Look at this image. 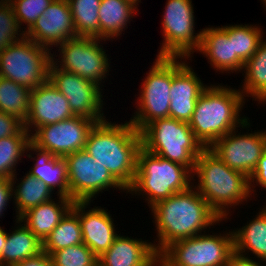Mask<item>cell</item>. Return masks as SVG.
Instances as JSON below:
<instances>
[{
  "label": "cell",
  "mask_w": 266,
  "mask_h": 266,
  "mask_svg": "<svg viewBox=\"0 0 266 266\" xmlns=\"http://www.w3.org/2000/svg\"><path fill=\"white\" fill-rule=\"evenodd\" d=\"M151 213L158 238L153 246L158 255L171 243L202 234L207 227L223 222L193 186L157 202Z\"/></svg>",
  "instance_id": "cell-1"
},
{
  "label": "cell",
  "mask_w": 266,
  "mask_h": 266,
  "mask_svg": "<svg viewBox=\"0 0 266 266\" xmlns=\"http://www.w3.org/2000/svg\"><path fill=\"white\" fill-rule=\"evenodd\" d=\"M104 120L90 130L85 151L128 190L136 176L140 132L128 121L121 124Z\"/></svg>",
  "instance_id": "cell-2"
},
{
  "label": "cell",
  "mask_w": 266,
  "mask_h": 266,
  "mask_svg": "<svg viewBox=\"0 0 266 266\" xmlns=\"http://www.w3.org/2000/svg\"><path fill=\"white\" fill-rule=\"evenodd\" d=\"M245 102L239 89L227 85L210 84L202 92L188 124L204 148H209L232 130L250 127L249 118L240 117Z\"/></svg>",
  "instance_id": "cell-3"
},
{
  "label": "cell",
  "mask_w": 266,
  "mask_h": 266,
  "mask_svg": "<svg viewBox=\"0 0 266 266\" xmlns=\"http://www.w3.org/2000/svg\"><path fill=\"white\" fill-rule=\"evenodd\" d=\"M194 175L199 183L192 186L223 220L228 218L229 208L247 202L251 196L249 177L229 168L208 148L196 159L193 181Z\"/></svg>",
  "instance_id": "cell-4"
},
{
  "label": "cell",
  "mask_w": 266,
  "mask_h": 266,
  "mask_svg": "<svg viewBox=\"0 0 266 266\" xmlns=\"http://www.w3.org/2000/svg\"><path fill=\"white\" fill-rule=\"evenodd\" d=\"M192 181L193 173L187 167L141 147L137 154L135 180L127 193L145 196L151 208L175 193L188 190Z\"/></svg>",
  "instance_id": "cell-5"
},
{
  "label": "cell",
  "mask_w": 266,
  "mask_h": 266,
  "mask_svg": "<svg viewBox=\"0 0 266 266\" xmlns=\"http://www.w3.org/2000/svg\"><path fill=\"white\" fill-rule=\"evenodd\" d=\"M140 136L145 150L181 164L192 173L197 157L205 149L187 122L170 117L149 123L140 131Z\"/></svg>",
  "instance_id": "cell-6"
},
{
  "label": "cell",
  "mask_w": 266,
  "mask_h": 266,
  "mask_svg": "<svg viewBox=\"0 0 266 266\" xmlns=\"http://www.w3.org/2000/svg\"><path fill=\"white\" fill-rule=\"evenodd\" d=\"M234 252L233 231L199 234L168 245L159 255L160 266H226Z\"/></svg>",
  "instance_id": "cell-7"
},
{
  "label": "cell",
  "mask_w": 266,
  "mask_h": 266,
  "mask_svg": "<svg viewBox=\"0 0 266 266\" xmlns=\"http://www.w3.org/2000/svg\"><path fill=\"white\" fill-rule=\"evenodd\" d=\"M51 61L49 49L23 37L0 52V76L32 90L48 80Z\"/></svg>",
  "instance_id": "cell-8"
},
{
  "label": "cell",
  "mask_w": 266,
  "mask_h": 266,
  "mask_svg": "<svg viewBox=\"0 0 266 266\" xmlns=\"http://www.w3.org/2000/svg\"><path fill=\"white\" fill-rule=\"evenodd\" d=\"M141 83L137 109L130 123L139 132L156 119L170 117L172 58L157 57Z\"/></svg>",
  "instance_id": "cell-9"
},
{
  "label": "cell",
  "mask_w": 266,
  "mask_h": 266,
  "mask_svg": "<svg viewBox=\"0 0 266 266\" xmlns=\"http://www.w3.org/2000/svg\"><path fill=\"white\" fill-rule=\"evenodd\" d=\"M163 12V42L157 57L191 58L201 42V31L194 30L192 0H167Z\"/></svg>",
  "instance_id": "cell-10"
},
{
  "label": "cell",
  "mask_w": 266,
  "mask_h": 266,
  "mask_svg": "<svg viewBox=\"0 0 266 266\" xmlns=\"http://www.w3.org/2000/svg\"><path fill=\"white\" fill-rule=\"evenodd\" d=\"M100 41L106 40L83 36L67 39L57 46L61 59H55L56 54H52V62L59 69L75 73L98 86L102 85L101 82L109 74L110 63L106 50L103 49L102 45H99L101 44Z\"/></svg>",
  "instance_id": "cell-11"
},
{
  "label": "cell",
  "mask_w": 266,
  "mask_h": 266,
  "mask_svg": "<svg viewBox=\"0 0 266 266\" xmlns=\"http://www.w3.org/2000/svg\"><path fill=\"white\" fill-rule=\"evenodd\" d=\"M97 122L85 116L74 115L54 124L39 127L31 135L32 151L64 158L85 149L88 134Z\"/></svg>",
  "instance_id": "cell-12"
},
{
  "label": "cell",
  "mask_w": 266,
  "mask_h": 266,
  "mask_svg": "<svg viewBox=\"0 0 266 266\" xmlns=\"http://www.w3.org/2000/svg\"><path fill=\"white\" fill-rule=\"evenodd\" d=\"M63 159L67 164L69 198L73 202L92 201V198H96L100 192L110 188L127 192L109 170L97 163L84 149L69 154Z\"/></svg>",
  "instance_id": "cell-13"
},
{
  "label": "cell",
  "mask_w": 266,
  "mask_h": 266,
  "mask_svg": "<svg viewBox=\"0 0 266 266\" xmlns=\"http://www.w3.org/2000/svg\"><path fill=\"white\" fill-rule=\"evenodd\" d=\"M48 80L65 96L75 115L88 117L97 123L106 120L102 110L104 105L102 86L75 73L59 69L52 61Z\"/></svg>",
  "instance_id": "cell-14"
},
{
  "label": "cell",
  "mask_w": 266,
  "mask_h": 266,
  "mask_svg": "<svg viewBox=\"0 0 266 266\" xmlns=\"http://www.w3.org/2000/svg\"><path fill=\"white\" fill-rule=\"evenodd\" d=\"M237 130L219 138L208 149L229 168L250 177L266 150V130L246 134H237Z\"/></svg>",
  "instance_id": "cell-15"
},
{
  "label": "cell",
  "mask_w": 266,
  "mask_h": 266,
  "mask_svg": "<svg viewBox=\"0 0 266 266\" xmlns=\"http://www.w3.org/2000/svg\"><path fill=\"white\" fill-rule=\"evenodd\" d=\"M25 37L49 50L67 39L78 37L68 1L54 0L25 32Z\"/></svg>",
  "instance_id": "cell-16"
},
{
  "label": "cell",
  "mask_w": 266,
  "mask_h": 266,
  "mask_svg": "<svg viewBox=\"0 0 266 266\" xmlns=\"http://www.w3.org/2000/svg\"><path fill=\"white\" fill-rule=\"evenodd\" d=\"M186 60L172 58L170 118L189 123L196 102L208 85L203 84Z\"/></svg>",
  "instance_id": "cell-17"
},
{
  "label": "cell",
  "mask_w": 266,
  "mask_h": 266,
  "mask_svg": "<svg viewBox=\"0 0 266 266\" xmlns=\"http://www.w3.org/2000/svg\"><path fill=\"white\" fill-rule=\"evenodd\" d=\"M74 115L65 96L47 80L30 91L29 113L24 128L32 135L41 126L54 124Z\"/></svg>",
  "instance_id": "cell-18"
},
{
  "label": "cell",
  "mask_w": 266,
  "mask_h": 266,
  "mask_svg": "<svg viewBox=\"0 0 266 266\" xmlns=\"http://www.w3.org/2000/svg\"><path fill=\"white\" fill-rule=\"evenodd\" d=\"M90 204L91 201H75L71 209L79 216L83 243L99 257L108 250L118 234L107 209L97 206L85 210Z\"/></svg>",
  "instance_id": "cell-19"
},
{
  "label": "cell",
  "mask_w": 266,
  "mask_h": 266,
  "mask_svg": "<svg viewBox=\"0 0 266 266\" xmlns=\"http://www.w3.org/2000/svg\"><path fill=\"white\" fill-rule=\"evenodd\" d=\"M198 52L205 55L210 66L221 73L243 71L245 63L233 55V25L201 29Z\"/></svg>",
  "instance_id": "cell-20"
},
{
  "label": "cell",
  "mask_w": 266,
  "mask_h": 266,
  "mask_svg": "<svg viewBox=\"0 0 266 266\" xmlns=\"http://www.w3.org/2000/svg\"><path fill=\"white\" fill-rule=\"evenodd\" d=\"M98 266H158V254L152 242L119 234L98 257Z\"/></svg>",
  "instance_id": "cell-21"
},
{
  "label": "cell",
  "mask_w": 266,
  "mask_h": 266,
  "mask_svg": "<svg viewBox=\"0 0 266 266\" xmlns=\"http://www.w3.org/2000/svg\"><path fill=\"white\" fill-rule=\"evenodd\" d=\"M56 202L54 199L35 206L19 219L26 227L37 236L42 242L49 236L60 220L67 214L73 205V201L66 196L58 195Z\"/></svg>",
  "instance_id": "cell-22"
},
{
  "label": "cell",
  "mask_w": 266,
  "mask_h": 266,
  "mask_svg": "<svg viewBox=\"0 0 266 266\" xmlns=\"http://www.w3.org/2000/svg\"><path fill=\"white\" fill-rule=\"evenodd\" d=\"M18 226L7 233L5 246L0 257V266H14L43 251V242L35 236L18 218Z\"/></svg>",
  "instance_id": "cell-23"
},
{
  "label": "cell",
  "mask_w": 266,
  "mask_h": 266,
  "mask_svg": "<svg viewBox=\"0 0 266 266\" xmlns=\"http://www.w3.org/2000/svg\"><path fill=\"white\" fill-rule=\"evenodd\" d=\"M137 4L131 0H101L99 8L100 39L112 40L119 37L127 28Z\"/></svg>",
  "instance_id": "cell-24"
},
{
  "label": "cell",
  "mask_w": 266,
  "mask_h": 266,
  "mask_svg": "<svg viewBox=\"0 0 266 266\" xmlns=\"http://www.w3.org/2000/svg\"><path fill=\"white\" fill-rule=\"evenodd\" d=\"M260 210L245 226L233 230L234 251L243 256L251 251L258 260L266 263V205Z\"/></svg>",
  "instance_id": "cell-25"
},
{
  "label": "cell",
  "mask_w": 266,
  "mask_h": 266,
  "mask_svg": "<svg viewBox=\"0 0 266 266\" xmlns=\"http://www.w3.org/2000/svg\"><path fill=\"white\" fill-rule=\"evenodd\" d=\"M31 152L32 149H30L29 154L25 156L36 162L28 173L41 181L43 184L47 185L52 191L56 190L57 187V196L62 195L69 197L67 164L65 160L61 157L43 155L37 152L35 153L36 158L34 157V153L32 154Z\"/></svg>",
  "instance_id": "cell-26"
},
{
  "label": "cell",
  "mask_w": 266,
  "mask_h": 266,
  "mask_svg": "<svg viewBox=\"0 0 266 266\" xmlns=\"http://www.w3.org/2000/svg\"><path fill=\"white\" fill-rule=\"evenodd\" d=\"M245 73L244 82L240 92L245 97H251L259 104L266 103V39H262L258 45L257 51L244 64ZM246 95V96H245Z\"/></svg>",
  "instance_id": "cell-27"
},
{
  "label": "cell",
  "mask_w": 266,
  "mask_h": 266,
  "mask_svg": "<svg viewBox=\"0 0 266 266\" xmlns=\"http://www.w3.org/2000/svg\"><path fill=\"white\" fill-rule=\"evenodd\" d=\"M16 184L17 174L11 178L13 187V203L16 205L17 219L27 210L52 200L53 191L41 181L27 172ZM17 186H16V185Z\"/></svg>",
  "instance_id": "cell-28"
},
{
  "label": "cell",
  "mask_w": 266,
  "mask_h": 266,
  "mask_svg": "<svg viewBox=\"0 0 266 266\" xmlns=\"http://www.w3.org/2000/svg\"><path fill=\"white\" fill-rule=\"evenodd\" d=\"M83 243L79 216L70 209L43 242V251L49 255L69 246Z\"/></svg>",
  "instance_id": "cell-29"
},
{
  "label": "cell",
  "mask_w": 266,
  "mask_h": 266,
  "mask_svg": "<svg viewBox=\"0 0 266 266\" xmlns=\"http://www.w3.org/2000/svg\"><path fill=\"white\" fill-rule=\"evenodd\" d=\"M30 89L0 76V111L25 122L29 113Z\"/></svg>",
  "instance_id": "cell-30"
},
{
  "label": "cell",
  "mask_w": 266,
  "mask_h": 266,
  "mask_svg": "<svg viewBox=\"0 0 266 266\" xmlns=\"http://www.w3.org/2000/svg\"><path fill=\"white\" fill-rule=\"evenodd\" d=\"M77 36L100 39L99 8L101 0H67Z\"/></svg>",
  "instance_id": "cell-31"
},
{
  "label": "cell",
  "mask_w": 266,
  "mask_h": 266,
  "mask_svg": "<svg viewBox=\"0 0 266 266\" xmlns=\"http://www.w3.org/2000/svg\"><path fill=\"white\" fill-rule=\"evenodd\" d=\"M30 149V134H15L0 139V178H12L16 174L15 166Z\"/></svg>",
  "instance_id": "cell-32"
},
{
  "label": "cell",
  "mask_w": 266,
  "mask_h": 266,
  "mask_svg": "<svg viewBox=\"0 0 266 266\" xmlns=\"http://www.w3.org/2000/svg\"><path fill=\"white\" fill-rule=\"evenodd\" d=\"M263 33L261 26L233 25V55H237L246 63L257 51L258 45L264 37Z\"/></svg>",
  "instance_id": "cell-33"
},
{
  "label": "cell",
  "mask_w": 266,
  "mask_h": 266,
  "mask_svg": "<svg viewBox=\"0 0 266 266\" xmlns=\"http://www.w3.org/2000/svg\"><path fill=\"white\" fill-rule=\"evenodd\" d=\"M50 256L54 266H98V257L84 243L55 251Z\"/></svg>",
  "instance_id": "cell-34"
},
{
  "label": "cell",
  "mask_w": 266,
  "mask_h": 266,
  "mask_svg": "<svg viewBox=\"0 0 266 266\" xmlns=\"http://www.w3.org/2000/svg\"><path fill=\"white\" fill-rule=\"evenodd\" d=\"M23 37H25V32L19 26L13 7L8 0H5L0 4V52Z\"/></svg>",
  "instance_id": "cell-35"
},
{
  "label": "cell",
  "mask_w": 266,
  "mask_h": 266,
  "mask_svg": "<svg viewBox=\"0 0 266 266\" xmlns=\"http://www.w3.org/2000/svg\"><path fill=\"white\" fill-rule=\"evenodd\" d=\"M13 7L15 17L19 26L25 23L27 32L42 15V13L53 3L54 0H8ZM23 23V24H22Z\"/></svg>",
  "instance_id": "cell-36"
},
{
  "label": "cell",
  "mask_w": 266,
  "mask_h": 266,
  "mask_svg": "<svg viewBox=\"0 0 266 266\" xmlns=\"http://www.w3.org/2000/svg\"><path fill=\"white\" fill-rule=\"evenodd\" d=\"M15 134H30L18 117L0 111V139Z\"/></svg>",
  "instance_id": "cell-37"
},
{
  "label": "cell",
  "mask_w": 266,
  "mask_h": 266,
  "mask_svg": "<svg viewBox=\"0 0 266 266\" xmlns=\"http://www.w3.org/2000/svg\"><path fill=\"white\" fill-rule=\"evenodd\" d=\"M255 183L258 186V184L261 186L262 189H266V150L265 152L261 155V158L258 160V163L251 173L249 177V187H250V192L251 195L252 192L255 193ZM254 185V186H253Z\"/></svg>",
  "instance_id": "cell-38"
},
{
  "label": "cell",
  "mask_w": 266,
  "mask_h": 266,
  "mask_svg": "<svg viewBox=\"0 0 266 266\" xmlns=\"http://www.w3.org/2000/svg\"><path fill=\"white\" fill-rule=\"evenodd\" d=\"M11 178H0V218L4 214L9 201L13 198ZM1 221V220H0Z\"/></svg>",
  "instance_id": "cell-39"
},
{
  "label": "cell",
  "mask_w": 266,
  "mask_h": 266,
  "mask_svg": "<svg viewBox=\"0 0 266 266\" xmlns=\"http://www.w3.org/2000/svg\"><path fill=\"white\" fill-rule=\"evenodd\" d=\"M14 266H54L49 254L42 251L38 255L25 259Z\"/></svg>",
  "instance_id": "cell-40"
},
{
  "label": "cell",
  "mask_w": 266,
  "mask_h": 266,
  "mask_svg": "<svg viewBox=\"0 0 266 266\" xmlns=\"http://www.w3.org/2000/svg\"><path fill=\"white\" fill-rule=\"evenodd\" d=\"M260 262V259L258 263L257 261L252 260V257H248V254L247 256H243L234 251L230 255L226 266H264L261 265Z\"/></svg>",
  "instance_id": "cell-41"
},
{
  "label": "cell",
  "mask_w": 266,
  "mask_h": 266,
  "mask_svg": "<svg viewBox=\"0 0 266 266\" xmlns=\"http://www.w3.org/2000/svg\"><path fill=\"white\" fill-rule=\"evenodd\" d=\"M6 238H7V232L0 226V257L2 250L5 246Z\"/></svg>",
  "instance_id": "cell-42"
},
{
  "label": "cell",
  "mask_w": 266,
  "mask_h": 266,
  "mask_svg": "<svg viewBox=\"0 0 266 266\" xmlns=\"http://www.w3.org/2000/svg\"><path fill=\"white\" fill-rule=\"evenodd\" d=\"M131 1H133V2L136 3L137 5H139V3H141V2H140L141 0H131Z\"/></svg>",
  "instance_id": "cell-43"
},
{
  "label": "cell",
  "mask_w": 266,
  "mask_h": 266,
  "mask_svg": "<svg viewBox=\"0 0 266 266\" xmlns=\"http://www.w3.org/2000/svg\"><path fill=\"white\" fill-rule=\"evenodd\" d=\"M262 4L265 6L264 8L266 9V0H261Z\"/></svg>",
  "instance_id": "cell-44"
}]
</instances>
